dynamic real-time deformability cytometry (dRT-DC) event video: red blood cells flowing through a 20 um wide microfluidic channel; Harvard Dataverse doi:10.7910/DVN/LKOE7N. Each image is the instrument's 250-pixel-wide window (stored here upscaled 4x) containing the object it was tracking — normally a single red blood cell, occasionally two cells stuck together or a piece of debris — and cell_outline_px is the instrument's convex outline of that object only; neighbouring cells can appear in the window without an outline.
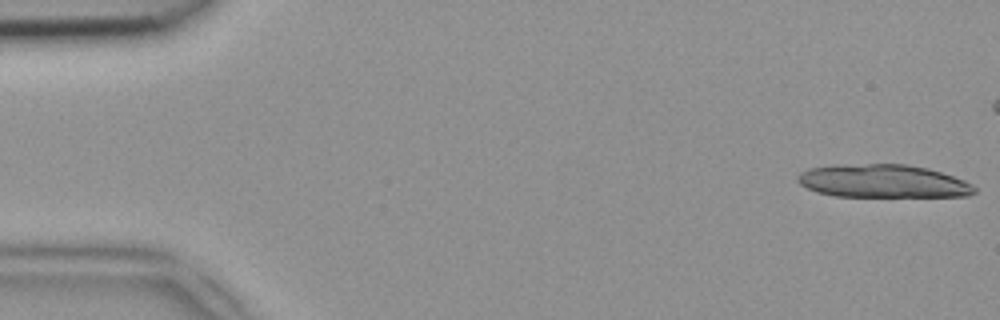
{"species": "common noctule bat (a hibernating species)", "species_latin": "Nyctalus noctula", "temperature_condition": "room temperature", "stored_images_in_passage": 21, "camera_frame_rate_fps": 3000, "um_per_image_px": 0.085, "animal": {"sex": "female", "body_mass_g": 18.4}, "frame": {"image": 1, "passage_image": 1, "time_ms": 0.0, "image_size_px": [1000, 320], "cell_outline_px": [[976, 192], [968, 196], [836, 196], [816, 192], [800, 184], [796, 180], [796, 176], [800, 172], [808, 168], [868, 164], [908, 164], [928, 168], [964, 180], [972, 184], [976, 188]], "centroid_in_image_um": [75.07, 15.4], "position_along_channel_um": 9.9, "area_um2": 33.81}}